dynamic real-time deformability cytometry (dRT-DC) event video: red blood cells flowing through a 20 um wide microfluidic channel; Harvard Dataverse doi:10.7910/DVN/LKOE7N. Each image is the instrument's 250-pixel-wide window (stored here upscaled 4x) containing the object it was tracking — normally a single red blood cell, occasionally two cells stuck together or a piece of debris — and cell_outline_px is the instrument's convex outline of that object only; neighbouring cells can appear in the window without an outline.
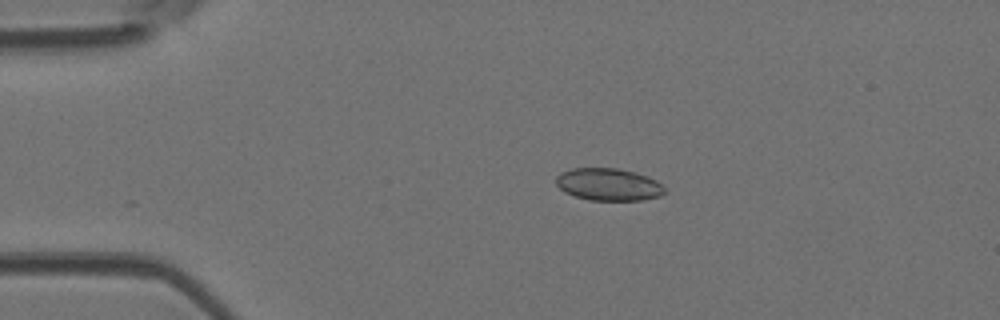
{"species": "Egyptian fruit bat (a non-hibernating species)", "species_latin": "Rousettus aegyptiacus", "temperature_condition": "room temperature", "stored_images_in_passage": 2, "camera_frame_rate_fps": 3000, "um_per_image_px": 0.085, "animal": {"sex": "female"}, "frame": {"image": 1, "passage_image": 1, "time_ms": 0.0, "image_size_px": [1000, 320], "cell_outline_px": [[668, 192], [660, 196], [640, 200], [588, 200], [564, 192], [556, 184], [556, 176], [560, 172], [572, 168], [616, 168], [636, 172], [648, 176], [656, 180]], "centroid_in_image_um": [51.72, 15.67], "position_along_channel_um": 33.3, "area_um2": 20.58}}